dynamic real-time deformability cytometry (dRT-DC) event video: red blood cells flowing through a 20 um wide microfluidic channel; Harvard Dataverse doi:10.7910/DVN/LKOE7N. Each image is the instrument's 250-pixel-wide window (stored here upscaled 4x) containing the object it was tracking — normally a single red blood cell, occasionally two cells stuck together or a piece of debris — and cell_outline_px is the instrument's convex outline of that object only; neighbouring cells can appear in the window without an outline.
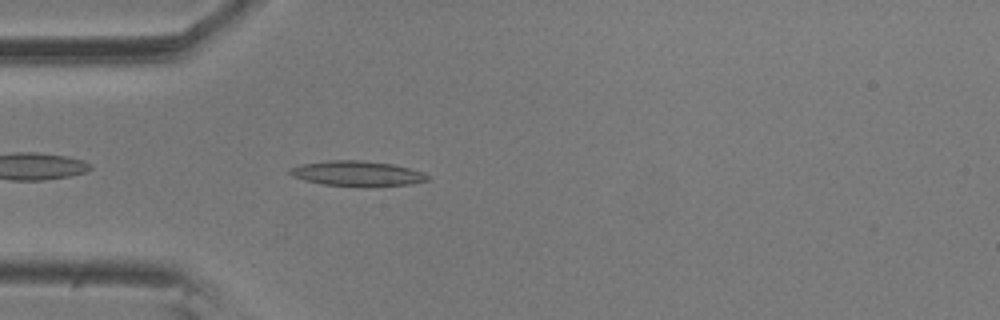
{"species": "common noctule bat (a hibernating species)", "species_latin": "Nyctalus noctula", "temperature_condition": "room temperature", "stored_images_in_passage": 44, "camera_frame_rate_fps": 3000, "um_per_image_px": 0.085, "animal": {"sex": "male", "body_mass_g": 20.5, "forearm_length_mm": 52.5}, "frame": {"image": 1, "passage_image": 4, "time_ms": 1.0, "image_size_px": [1000, 320], "cell_outline_px": [[432, 176], [428, 180], [408, 184], [364, 188], [324, 184], [304, 180], [292, 176], [288, 172], [288, 168], [300, 164], [328, 160], [360, 160], [392, 164], [424, 172]], "centroid_in_image_um": [30.35, 14.76], "position_along_channel_um": 54.6, "area_um2": 20.58}}
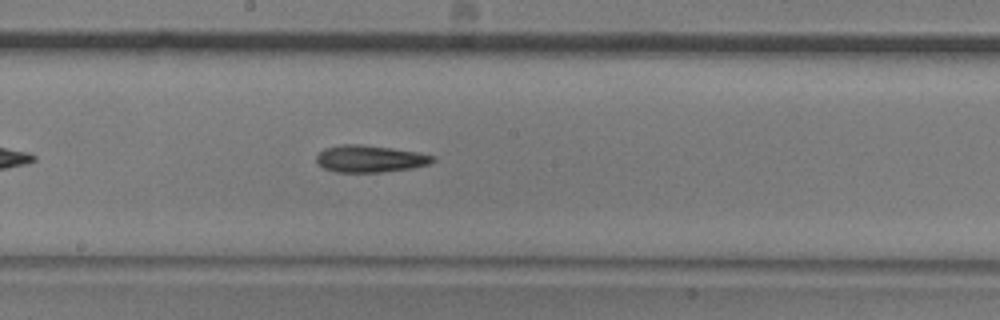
{"frame": {"image": 2, "passage_image": 18, "time_ms": 5.667, "image_size_px": [1000, 320], "cell_outline_px": [[436, 160], [428, 164], [412, 168], [380, 172], [336, 172], [324, 168], [316, 164], [316, 156], [324, 148], [340, 144], [360, 144], [392, 148], [416, 152], [436, 156]], "centroid_in_image_um": [31.42, 13.49], "position_along_channel_um": 216.8, "area_um2": 18.38}}
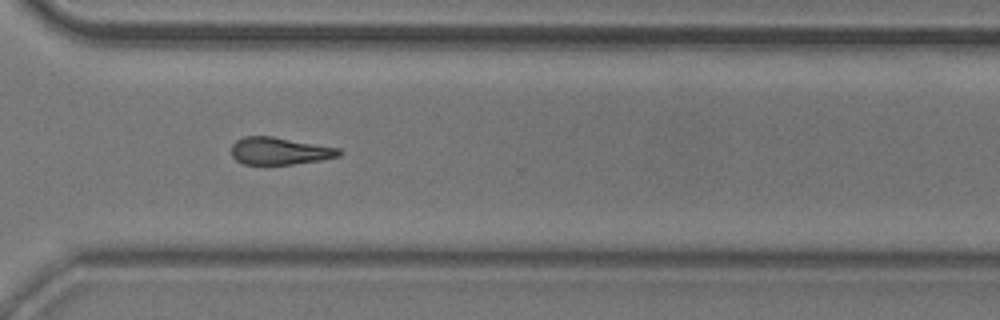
{"frame": {"image": 3, "passage_image": 29, "time_ms": 9.333, "image_size_px": [1000, 320], "cell_outline_px": [[344, 152], [340, 156], [320, 160], [292, 164], [244, 164], [236, 160], [232, 156], [232, 144], [236, 140], [244, 136], [272, 136], [340, 148]], "centroid_in_image_um": [23.79, 12.82], "position_along_channel_um": 346.8, "area_um2": 17.17}, "authors_computed_cell_mechanics": {"area_um2": 17.4845, "velocity_mm_per_s": 3.5642, "shape_relaxation_time_tau1_ms": 6.2354, "shape_relaxation_time_tau2_ms": null, "deformation_change_tau1": 0.1875, "deformation_change_tau2": null}}